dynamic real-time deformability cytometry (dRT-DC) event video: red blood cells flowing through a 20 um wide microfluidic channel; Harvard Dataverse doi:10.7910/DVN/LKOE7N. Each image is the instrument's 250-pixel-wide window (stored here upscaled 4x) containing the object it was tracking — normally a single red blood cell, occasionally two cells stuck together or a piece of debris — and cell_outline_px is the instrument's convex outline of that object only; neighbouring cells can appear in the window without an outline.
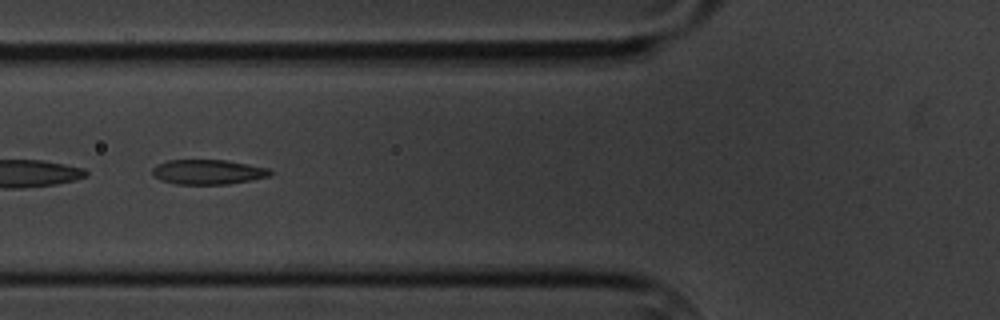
{"species": "common noctule bat (a hibernating species)", "species_latin": "Nyctalus noctula", "temperature_condition": "cold", "stored_images_in_passage": 9, "segment_of_instrument_passage": [2, 2], "camera_frame_rate_fps": 3000, "um_per_image_px": 0.085, "animal": {"sex": "male", "body_mass_g": 20.1, "forearm_length_mm": 53.5}, "frame": {"image": 1, "passage_image": 6, "time_ms": 5.667, "image_size_px": [1000, 320], "cell_outline_px": [[272, 172], [268, 176], [252, 180], [228, 184], [176, 184], [160, 180], [152, 176], [152, 168], [156, 164], [168, 160], [228, 160], [268, 168]], "centroid_in_image_um": [17.63, 14.61], "position_along_channel_um": 108.2, "area_um2": 17.11}}
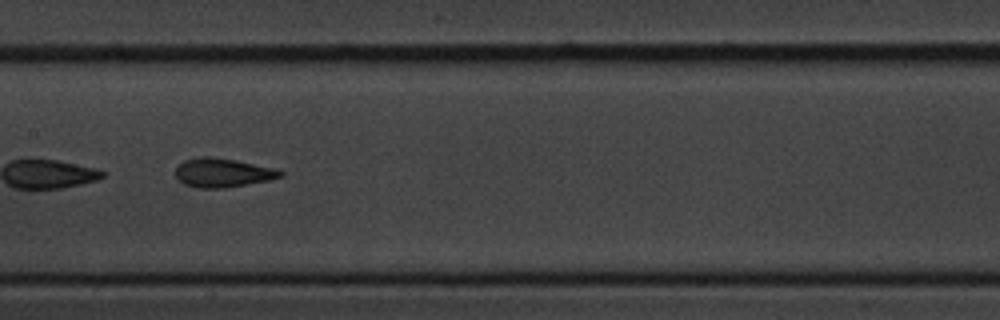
{"frame": {"image": 2, "passage_image": 8, "time_ms": 8.0, "image_size_px": [1000, 320], "cell_outline_px": [[284, 176], [268, 180], [228, 188], [196, 188], [184, 184], [176, 176], [176, 168], [184, 160], [196, 156], [208, 156], [236, 160], [276, 168], [284, 172]], "centroid_in_image_um": [18.94, 14.68], "position_along_channel_um": 188.5, "area_um2": 17.86}}
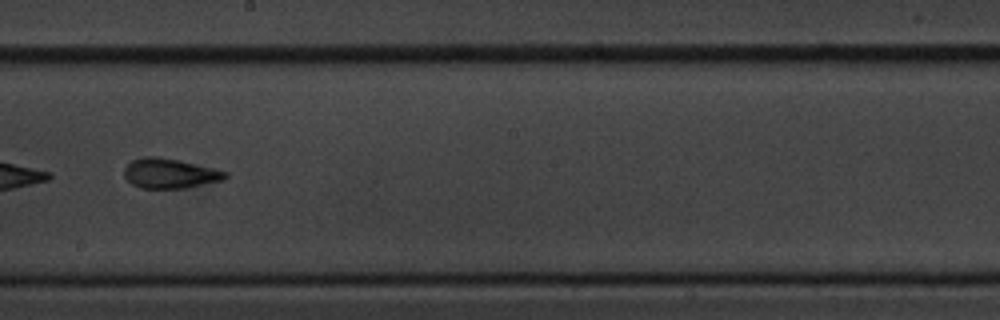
{"frame": {"image": 3, "passage_image": 9, "time_ms": 9.333, "image_size_px": [1000, 320], "cell_outline_px": [[228, 176], [224, 180], [184, 188], [140, 188], [132, 184], [124, 176], [124, 168], [132, 160], [144, 156], [156, 156], [176, 160], [228, 172]], "centroid_in_image_um": [14.41, 14.75], "position_along_channel_um": 233.8, "area_um2": 17.34}}